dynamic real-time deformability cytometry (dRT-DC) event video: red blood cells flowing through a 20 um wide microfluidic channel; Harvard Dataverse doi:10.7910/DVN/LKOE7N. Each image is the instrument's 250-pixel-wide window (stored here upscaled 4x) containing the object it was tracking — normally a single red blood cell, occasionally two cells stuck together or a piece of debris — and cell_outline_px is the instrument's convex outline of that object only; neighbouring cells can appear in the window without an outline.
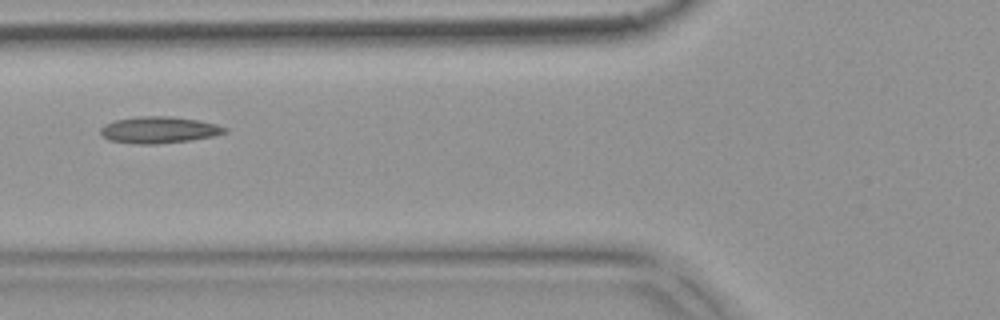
{"species": "common noctule bat (a hibernating species)", "species_latin": "Nyctalus noctula", "temperature_condition": "warm", "stored_images_in_passage": 7, "camera_frame_rate_fps": 3000, "um_per_image_px": 0.085, "animal": {"sex": "female", "body_mass_g": 18.4}, "frame": {"image": 1, "passage_image": 6, "time_ms": 1.667, "image_size_px": [1000, 320], "cell_outline_px": [[228, 132], [212, 136], [188, 140], [156, 144], [140, 144], [108, 140], [100, 136], [100, 128], [104, 124], [116, 120], [140, 116], [172, 116], [200, 120], [216, 124], [228, 128]], "centroid_in_image_um": [13.5, 11.03], "position_along_channel_um": 112.3, "area_um2": 19.31}}